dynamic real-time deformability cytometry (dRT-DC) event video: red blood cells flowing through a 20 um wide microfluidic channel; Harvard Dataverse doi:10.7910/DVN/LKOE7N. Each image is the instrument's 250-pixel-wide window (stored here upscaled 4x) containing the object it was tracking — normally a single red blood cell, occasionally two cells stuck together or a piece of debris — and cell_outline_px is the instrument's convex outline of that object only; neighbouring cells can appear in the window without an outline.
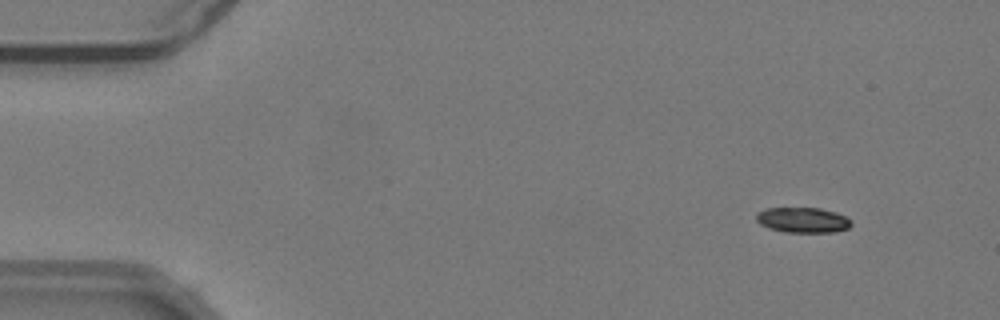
{"species": "common noctule bat (a hibernating species)", "species_latin": "Nyctalus noctula", "temperature_condition": "warm", "stored_images_in_passage": 17, "camera_frame_rate_fps": 3000, "um_per_image_px": 0.085, "animal": {"sex": "male", "body_mass_g": 19.2, "forearm_length_mm": 51.8}, "frame": {"image": 1, "passage_image": 6, "time_ms": 1.667, "image_size_px": [1000, 320], "cell_outline_px": [[852, 224], [848, 228], [836, 232], [784, 232], [760, 224], [756, 220], [756, 212], [768, 208], [820, 208], [836, 212], [852, 220]], "centroid_in_image_um": [68.26, 18.7], "position_along_channel_um": 16.7, "area_um2": 13.99}}